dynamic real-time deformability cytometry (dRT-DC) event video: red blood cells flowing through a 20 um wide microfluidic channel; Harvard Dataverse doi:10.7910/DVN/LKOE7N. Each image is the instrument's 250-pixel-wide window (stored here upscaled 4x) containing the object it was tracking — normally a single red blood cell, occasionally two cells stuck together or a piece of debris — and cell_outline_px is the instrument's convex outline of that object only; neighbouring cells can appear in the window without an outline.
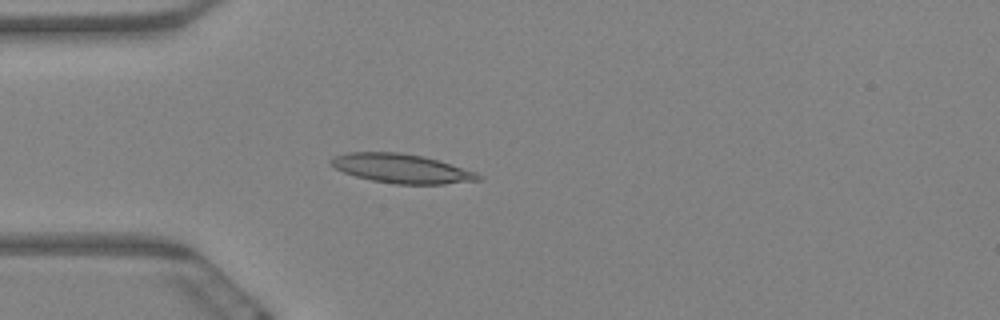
{"species": "Egyptian fruit bat (a non-hibernating species)", "species_latin": "Rousettus aegyptiacus", "temperature_condition": "warm", "stored_images_in_passage": 10, "camera_frame_rate_fps": 3000, "um_per_image_px": 0.085, "animal": {"sex": "female"}, "frame": {"image": 1, "passage_image": 5, "time_ms": 1.333, "image_size_px": [1000, 320], "cell_outline_px": [[484, 176], [480, 180], [444, 184], [396, 184], [372, 180], [356, 176], [344, 172], [328, 164], [328, 160], [336, 156], [348, 152], [400, 152], [424, 156], [476, 172]], "centroid_in_image_um": [34.13, 14.32], "position_along_channel_um": 50.9, "area_um2": 24.97}}
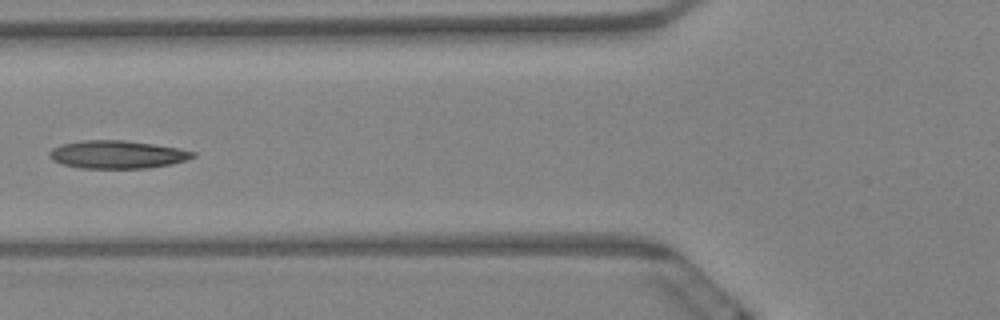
{"frame": {"image": 2, "passage_image": 7, "time_ms": 2.0, "image_size_px": [1000, 320], "cell_outline_px": [[196, 156], [172, 164], [148, 168], [80, 168], [60, 164], [52, 160], [48, 156], [48, 152], [52, 148], [60, 144], [80, 140], [124, 140], [180, 148], [196, 152]], "centroid_in_image_um": [9.92, 13.13], "position_along_channel_um": 115.9, "area_um2": 23.58}}
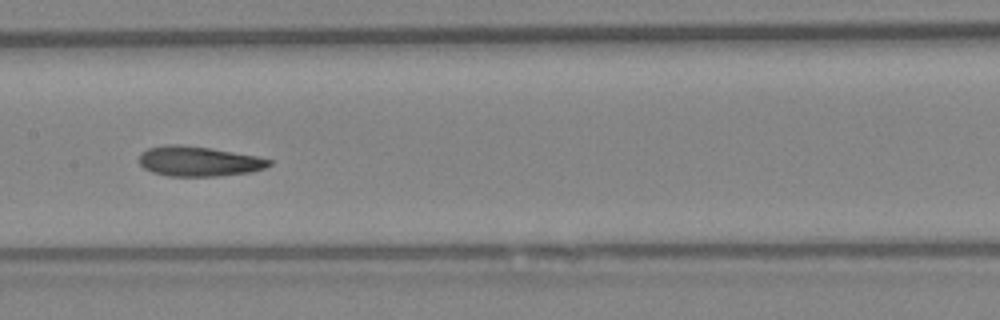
{"frame": {"image": 3, "passage_image": 9, "time_ms": 2.667, "image_size_px": [1000, 320], "cell_outline_px": [[272, 164], [264, 168], [252, 172], [220, 176], [168, 176], [152, 172], [144, 168], [140, 164], [140, 152], [148, 148], [168, 144], [180, 144], [212, 148], [256, 156], [272, 160]], "centroid_in_image_um": [16.89, 13.71], "position_along_channel_um": 190.5, "area_um2": 22.83}}